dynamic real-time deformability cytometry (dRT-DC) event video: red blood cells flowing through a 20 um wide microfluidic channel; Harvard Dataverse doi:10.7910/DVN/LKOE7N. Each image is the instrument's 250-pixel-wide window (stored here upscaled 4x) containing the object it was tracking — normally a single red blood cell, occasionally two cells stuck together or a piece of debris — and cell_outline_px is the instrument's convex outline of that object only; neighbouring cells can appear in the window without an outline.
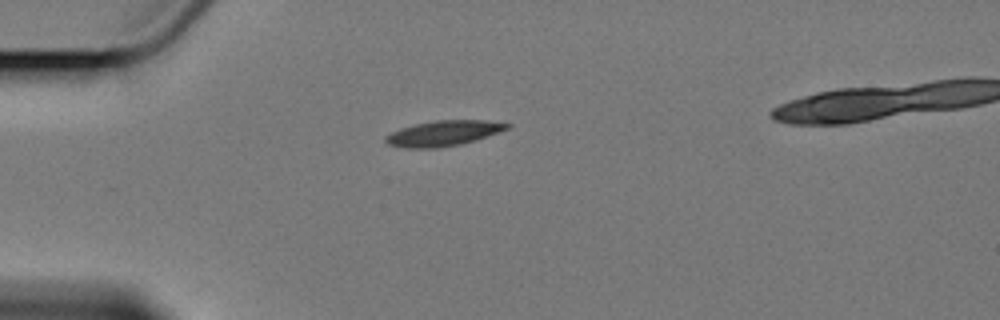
{"species": "Egyptian fruit bat (a non-hibernating species)", "species_latin": "Rousettus aegyptiacus", "temperature_condition": "cold", "stored_images_in_passage": 3, "camera_frame_rate_fps": 3000, "um_per_image_px": 0.085, "animal": {"sex": "female"}, "frame": {"image": 1, "passage_image": 1, "time_ms": 0.0, "image_size_px": [1000, 320], "cell_outline_px": [[512, 124], [508, 128], [476, 140], [460, 144], [440, 148], [404, 148], [388, 144], [384, 140], [384, 136], [400, 128], [416, 124], [436, 120], [484, 120]], "centroid_in_image_um": [37.65, 11.33], "position_along_channel_um": 47.3, "area_um2": 17.86}}
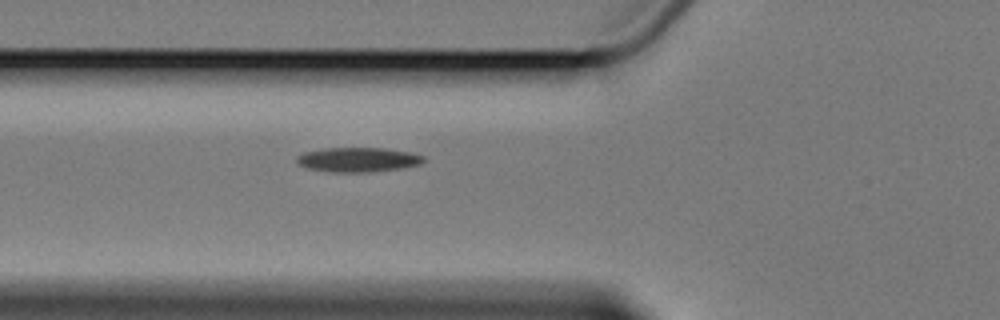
{"frame": {"image": 2, "passage_image": 3, "time_ms": 2.0, "image_size_px": [1000, 320], "cell_outline_px": [[428, 160], [420, 164], [400, 168], [368, 172], [332, 172], [304, 168], [296, 164], [296, 156], [304, 152], [324, 148], [384, 148], [412, 152], [424, 156]], "centroid_in_image_um": [30.41, 13.57], "position_along_channel_um": 95.4, "area_um2": 18.38}}